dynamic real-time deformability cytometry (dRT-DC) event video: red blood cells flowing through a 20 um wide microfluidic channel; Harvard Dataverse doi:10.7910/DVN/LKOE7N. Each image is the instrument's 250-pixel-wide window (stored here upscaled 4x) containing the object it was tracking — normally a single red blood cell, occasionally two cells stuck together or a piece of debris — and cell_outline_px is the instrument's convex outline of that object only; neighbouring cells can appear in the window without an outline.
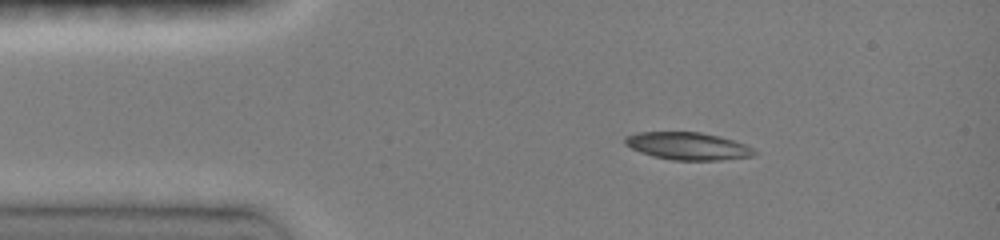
{"species": "common noctule bat (a hibernating species)", "species_latin": "Nyctalus noctula", "temperature_condition": "room temperature", "stored_images_in_passage": 12, "camera_frame_rate_fps": 3000, "um_per_image_px": 0.085, "animal": {"sex": "female", "body_mass_g": 19.0, "forearm_length_mm": 51.5}, "frame": {"image": 1, "passage_image": 1, "time_ms": 0.0, "image_size_px": [1000, 240], "cell_outline_px": [[760, 152], [752, 156], [720, 160], [672, 160], [652, 156], [640, 152], [624, 144], [624, 136], [636, 132], [700, 132], [720, 136], [744, 144]], "centroid_in_image_um": [58.44, 12.41], "position_along_channel_um": 26.6, "area_um2": 20.81}}
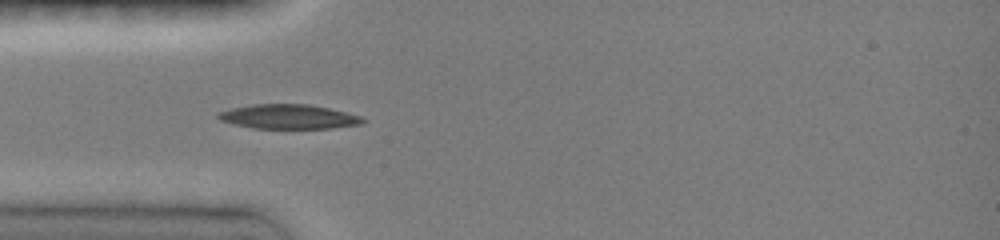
{"frame": {"image": 2, "passage_image": 11, "time_ms": 2.0, "image_size_px": [1000, 240], "cell_outline_px": [[364, 124], [332, 128], [252, 128], [220, 120], [216, 116], [216, 112], [232, 108], [252, 104], [308, 104], [328, 108], [360, 116], [364, 120]], "centroid_in_image_um": [24.5, 9.91], "position_along_channel_um": 60.5, "area_um2": 20.46}}